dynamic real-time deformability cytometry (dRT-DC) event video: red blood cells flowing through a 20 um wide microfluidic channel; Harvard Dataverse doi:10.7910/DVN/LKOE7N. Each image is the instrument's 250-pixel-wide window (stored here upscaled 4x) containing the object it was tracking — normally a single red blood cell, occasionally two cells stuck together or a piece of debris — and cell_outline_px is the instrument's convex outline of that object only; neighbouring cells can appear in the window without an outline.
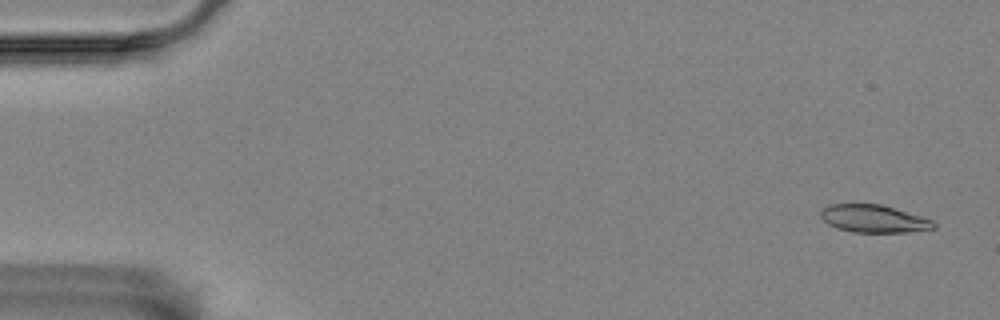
{"species": "Egyptian fruit bat (a non-hibernating species)", "species_latin": "Rousettus aegyptiacus", "temperature_condition": "room temperature", "stored_images_in_passage": 17, "camera_frame_rate_fps": 3000, "um_per_image_px": 0.085, "animal": {"sex": "female"}, "frame": {"image": 1, "passage_image": 3, "time_ms": 0.667, "image_size_px": [1000, 320], "cell_outline_px": [[936, 228], [904, 232], [852, 232], [836, 228], [828, 224], [820, 216], [820, 212], [828, 204], [880, 204], [920, 216], [932, 220], [936, 224]], "centroid_in_image_um": [74.23, 18.59], "position_along_channel_um": 10.8, "area_um2": 18.03}}
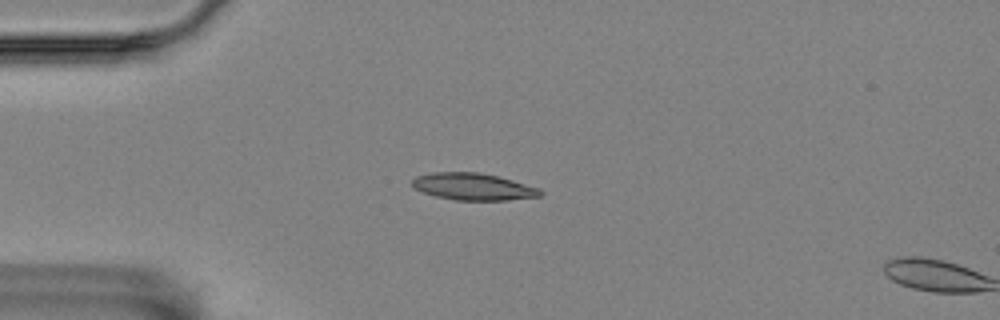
{"frame": {"image": 2, "passage_image": 15, "time_ms": 4.667, "image_size_px": [1000, 320], "cell_outline_px": [[544, 192], [540, 196], [508, 200], [456, 200], [436, 196], [424, 192], [416, 188], [412, 184], [412, 180], [416, 176], [432, 172], [476, 172], [496, 176], [512, 180], [540, 188]], "centroid_in_image_um": [40.24, 15.86], "position_along_channel_um": 44.8, "area_um2": 19.94}}